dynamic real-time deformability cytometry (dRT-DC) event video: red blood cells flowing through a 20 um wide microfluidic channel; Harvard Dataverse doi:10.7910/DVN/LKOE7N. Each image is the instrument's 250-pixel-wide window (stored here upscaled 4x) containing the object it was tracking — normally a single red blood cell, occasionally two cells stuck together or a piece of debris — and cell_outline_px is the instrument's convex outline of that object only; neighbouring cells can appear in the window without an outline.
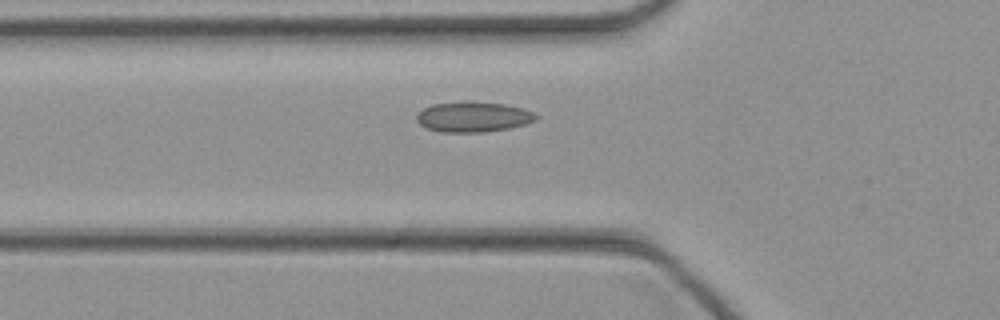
{"species": "common noctule bat (a hibernating species)", "species_latin": "Nyctalus noctula", "temperature_condition": "cold", "stored_images_in_passage": 41, "camera_frame_rate_fps": 3000, "um_per_image_px": 0.085, "animal": {"sex": "female", "body_mass_g": 21.9}, "frame": {"image": 1, "passage_image": 13, "time_ms": 4.0, "image_size_px": [1000, 320], "cell_outline_px": [[536, 120], [528, 124], [508, 128], [484, 132], [440, 132], [428, 128], [420, 124], [416, 120], [416, 112], [432, 104], [504, 104], [524, 108], [532, 112], [536, 116]], "centroid_in_image_um": [40.22, 9.98], "position_along_channel_um": 85.6, "area_um2": 20.29}}
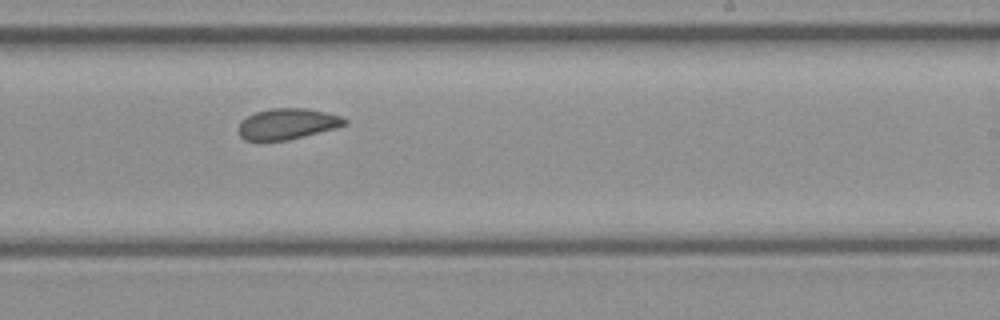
{"frame": {"image": 2, "passage_image": 25, "time_ms": 8.0, "image_size_px": [1000, 320], "cell_outline_px": [[348, 124], [336, 128], [288, 140], [244, 140], [236, 132], [236, 128], [240, 120], [256, 112], [272, 108], [308, 108], [340, 116], [348, 120]], "centroid_in_image_um": [24.39, 10.53], "position_along_channel_um": 264.6, "area_um2": 19.25}}
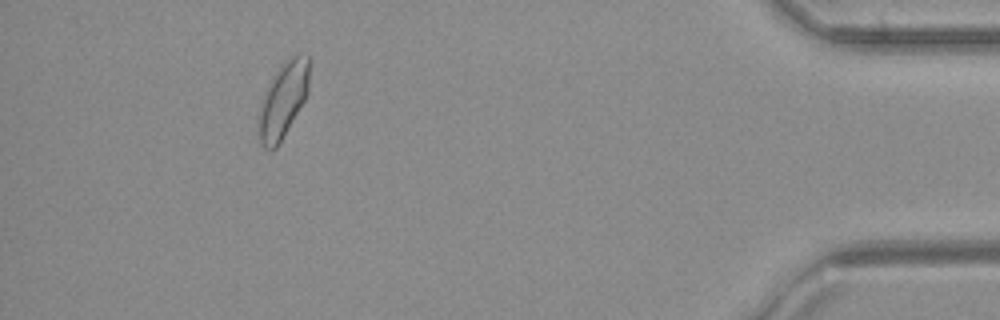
{"frame": {"image": 3, "passage_image": 39, "time_ms": 12.667, "image_size_px": [1000, 320], "cell_outline_px": [[308, 92], [304, 100], [276, 148], [264, 148], [260, 144], [256, 124], [256, 120], [260, 100], [272, 76], [280, 64], [288, 56], [300, 52], [308, 56]], "centroid_in_image_um": [24.0, 8.46], "position_along_channel_um": 411.2, "area_um2": 22.66}}